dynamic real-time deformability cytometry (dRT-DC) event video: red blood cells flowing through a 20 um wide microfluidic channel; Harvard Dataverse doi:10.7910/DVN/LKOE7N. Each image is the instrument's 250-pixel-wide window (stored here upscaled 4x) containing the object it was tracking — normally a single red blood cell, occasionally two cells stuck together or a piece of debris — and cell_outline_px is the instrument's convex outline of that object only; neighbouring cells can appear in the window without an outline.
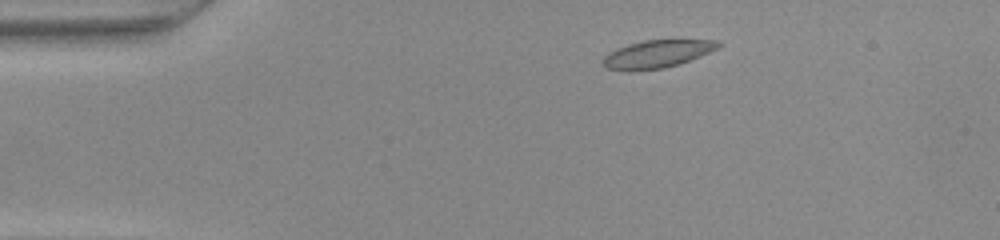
{"species": "common noctule bat (a hibernating species)", "species_latin": "Nyctalus noctula", "temperature_condition": "warm", "stored_images_in_passage": 44, "camera_frame_rate_fps": 3000, "um_per_image_px": 0.085, "animal": {"sex": "female", "body_mass_g": 22.0, "forearm_length_mm": 56.7}, "frame": {"image": 1, "passage_image": 4, "time_ms": 1.0, "image_size_px": [1000, 240], "cell_outline_px": [[724, 44], [720, 48], [680, 64], [664, 68], [604, 68], [604, 56], [608, 52], [616, 48], [628, 44], [644, 40], [720, 40]], "centroid_in_image_um": [55.97, 4.53], "position_along_channel_um": 29.0, "area_um2": 18.15}}
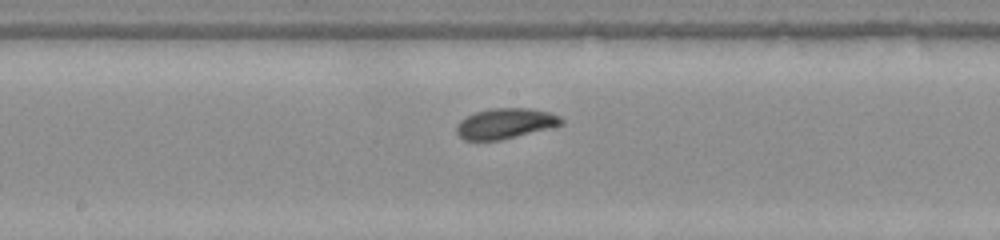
{"frame": {"image": 2, "passage_image": 21, "time_ms": 6.667, "image_size_px": [1000, 240], "cell_outline_px": [[564, 124], [556, 128], [500, 140], [464, 140], [456, 132], [456, 124], [460, 120], [476, 112], [492, 108], [528, 108], [552, 112], [560, 116], [564, 120]], "centroid_in_image_um": [43.03, 10.5], "position_along_channel_um": 205.2, "area_um2": 18.96}}
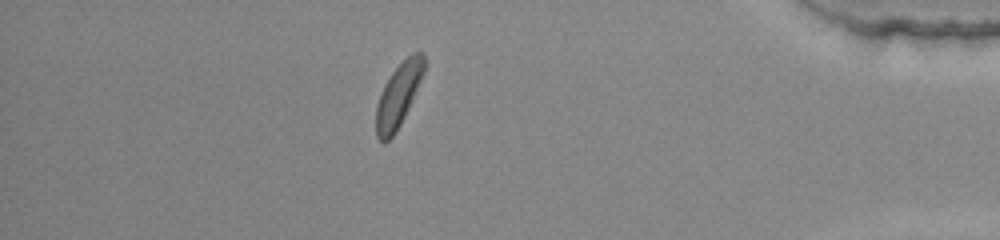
{"frame": {"image": 3, "passage_image": 38, "time_ms": 12.333, "image_size_px": [1000, 240], "cell_outline_px": [[424, 72], [408, 108], [396, 132], [384, 144], [376, 136], [376, 108], [380, 92], [384, 84], [392, 72], [412, 52], [424, 52]], "centroid_in_image_um": [33.84, 8.1], "position_along_channel_um": 401.4, "area_um2": 17.46}}